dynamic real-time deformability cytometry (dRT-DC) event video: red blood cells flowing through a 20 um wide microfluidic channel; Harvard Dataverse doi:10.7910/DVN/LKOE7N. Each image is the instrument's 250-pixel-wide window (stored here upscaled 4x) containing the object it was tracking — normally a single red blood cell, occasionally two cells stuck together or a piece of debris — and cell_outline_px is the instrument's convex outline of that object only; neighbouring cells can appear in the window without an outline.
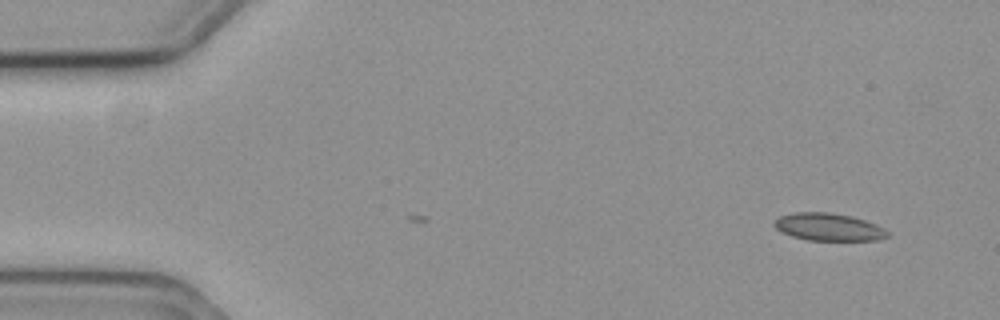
{"species": "common noctule bat (a hibernating species)", "species_latin": "Nyctalus noctula", "temperature_condition": "cold", "stored_images_in_passage": 55, "segment_of_instrument_passage": [1, 2], "camera_frame_rate_fps": 3000, "um_per_image_px": 0.085, "animal": {"sex": "female", "body_mass_g": 19.3, "forearm_length_mm": 54.1}, "frame": {"image": 1, "passage_image": 1, "time_ms": 0.0, "image_size_px": [1000, 320], "cell_outline_px": [[888, 236], [876, 240], [808, 240], [792, 236], [780, 232], [772, 224], [780, 216], [792, 212], [832, 212], [852, 216], [876, 224], [884, 228], [888, 232]], "centroid_in_image_um": [70.4, 19.28], "position_along_channel_um": 14.6, "area_um2": 18.21}}
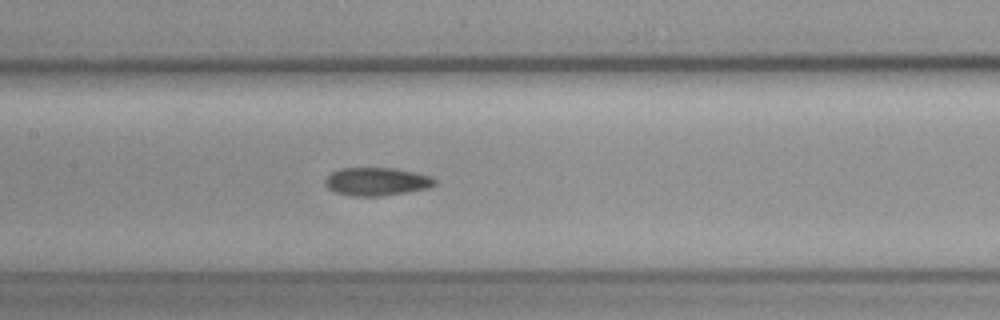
{"frame": {"image": 2, "passage_image": 24, "time_ms": 7.667, "image_size_px": [1000, 320], "cell_outline_px": [[436, 184], [428, 188], [408, 192], [384, 196], [352, 196], [332, 192], [324, 184], [324, 180], [332, 172], [340, 168], [396, 168], [416, 172], [432, 176], [436, 180]], "centroid_in_image_um": [32.02, 15.44], "position_along_channel_um": 175.4, "area_um2": 18.26}}
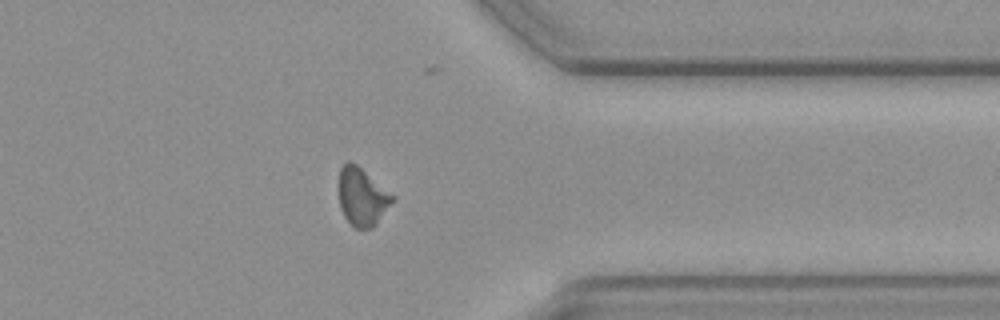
{"frame": {"image": 3, "passage_image": 42, "time_ms": 13.667, "image_size_px": [1000, 320], "cell_outline_px": [[396, 196], [376, 224], [372, 228], [356, 228], [344, 216], [340, 208], [336, 188], [340, 168], [348, 160], [356, 164]], "centroid_in_image_um": [30.73, 16.7], "position_along_channel_um": 380.7, "area_um2": 18.32}}